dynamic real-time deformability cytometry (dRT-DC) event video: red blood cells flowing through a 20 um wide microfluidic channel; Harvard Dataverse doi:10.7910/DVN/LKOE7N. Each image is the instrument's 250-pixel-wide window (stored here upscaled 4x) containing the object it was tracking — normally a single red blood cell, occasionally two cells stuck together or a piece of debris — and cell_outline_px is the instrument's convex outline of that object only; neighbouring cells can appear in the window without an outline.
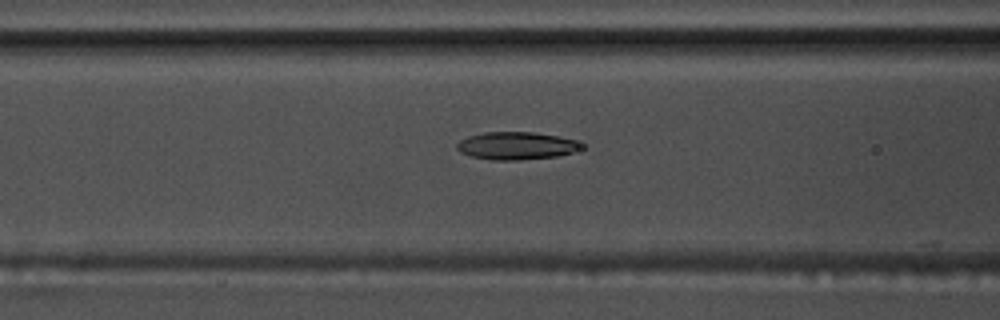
{"species": "common noctule bat (a hibernating species)", "species_latin": "Nyctalus noctula", "temperature_condition": "warm", "stored_images_in_passage": 56, "camera_frame_rate_fps": 3000, "um_per_image_px": 0.085, "animal": {"sex": "male", "body_mass_g": 17.5, "forearm_length_mm": 52.3}, "frame": {"image": 1, "passage_image": 23, "time_ms": 7.333, "image_size_px": [1000, 320], "cell_outline_px": [[580, 148], [572, 152], [556, 156], [520, 160], [492, 160], [472, 156], [460, 152], [456, 148], [456, 144], [460, 140], [468, 136], [484, 132], [536, 132], [556, 136], [572, 140]], "centroid_in_image_um": [43.77, 12.39], "position_along_channel_um": 122.8, "area_um2": 19.65}}
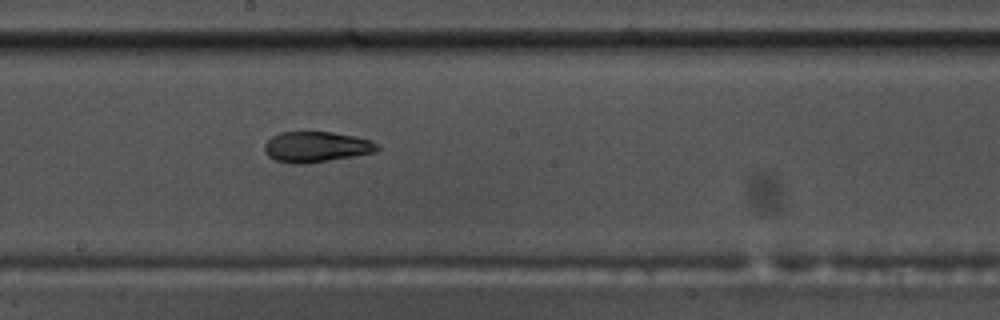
{"frame": {"image": 2, "passage_image": 31, "time_ms": 10.0, "image_size_px": [1000, 320], "cell_outline_px": [[380, 148], [376, 152], [328, 160], [300, 164], [292, 164], [276, 160], [268, 156], [264, 152], [264, 144], [272, 136], [280, 132], [332, 132], [356, 136], [372, 140]], "centroid_in_image_um": [26.87, 12.47], "position_along_channel_um": 221.3, "area_um2": 20.06}}
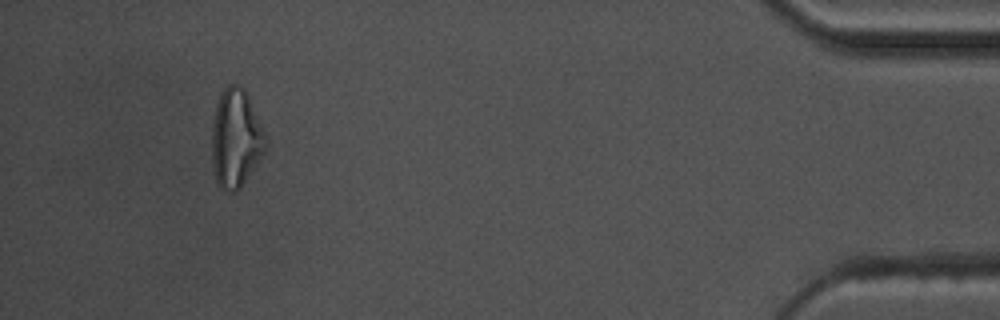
{"frame": {"image": 3, "passage_image": 52, "time_ms": 17.0, "image_size_px": [1000, 320], "cell_outline_px": [[264, 152], [240, 188], [236, 192], [228, 192], [220, 188], [216, 180], [212, 160], [212, 124], [216, 104], [224, 88], [228, 84], [236, 84], [244, 88], [248, 96], [264, 132]], "centroid_in_image_um": [20.01, 11.77], "position_along_channel_um": 415.2, "area_um2": 30.29}, "authors_computed_cell_mechanics": {"area_um2": 21.1837, "velocity_mm_per_s": 3.7048, "shape_relaxation_time_tau1_ms": null, "shape_relaxation_time_tau2_ms": 1.7513, "deformation_change_tau1": null, "deformation_change_tau2": 0.0859}}